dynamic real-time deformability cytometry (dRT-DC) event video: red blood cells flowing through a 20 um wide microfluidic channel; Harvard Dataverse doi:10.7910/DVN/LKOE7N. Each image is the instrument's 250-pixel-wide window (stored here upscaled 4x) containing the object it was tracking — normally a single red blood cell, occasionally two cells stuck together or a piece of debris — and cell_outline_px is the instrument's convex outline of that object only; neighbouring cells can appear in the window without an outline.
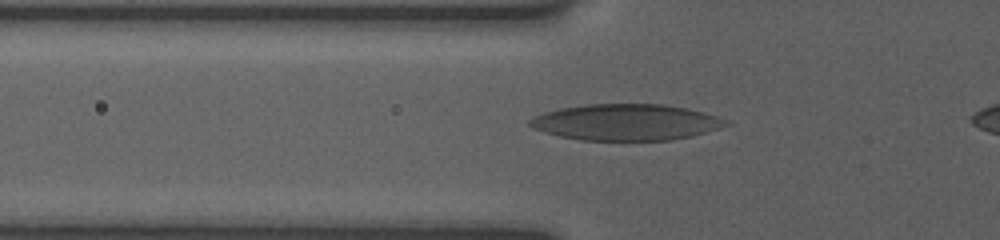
{"species": "human", "species_latin": "Homo sapiens", "temperature_condition": "room temperature", "stored_images_in_passage": 18, "camera_frame_rate_fps": 3000, "um_per_image_px": 0.085, "donor": {"sex": "female"}, "frame": {"image": 1, "passage_image": 15, "time_ms": 2.667, "image_size_px": [1000, 240], "cell_outline_px": [[732, 124], [720, 128], [692, 136], [672, 140], [580, 140], [560, 136], [544, 132], [528, 124], [528, 120], [532, 116], [544, 112], [560, 108], [584, 104], [664, 104], [688, 108], [704, 112], [716, 116]], "centroid_in_image_um": [53.21, 10.38], "position_along_channel_um": 72.6, "area_um2": 41.5}}
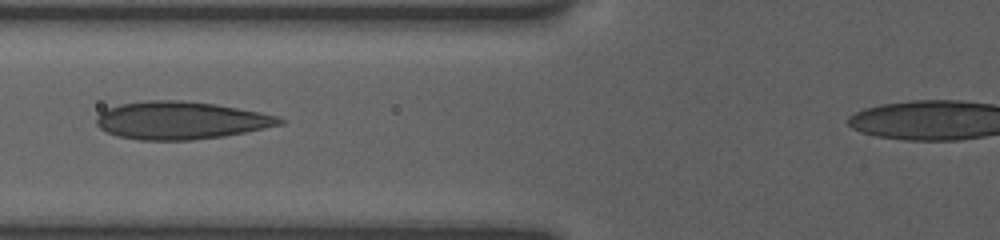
{"frame": {"image": 2, "passage_image": 16, "time_ms": 3.667, "image_size_px": [1000, 240], "cell_outline_px": [[288, 120], [284, 124], [224, 136], [192, 140], [140, 140], [116, 136], [100, 128], [96, 124], [96, 116], [100, 112], [108, 108], [120, 104], [148, 100], [184, 100], [216, 104], [260, 112], [276, 116]], "centroid_in_image_um": [15.36, 10.23], "position_along_channel_um": 110.4, "area_um2": 40.4}}